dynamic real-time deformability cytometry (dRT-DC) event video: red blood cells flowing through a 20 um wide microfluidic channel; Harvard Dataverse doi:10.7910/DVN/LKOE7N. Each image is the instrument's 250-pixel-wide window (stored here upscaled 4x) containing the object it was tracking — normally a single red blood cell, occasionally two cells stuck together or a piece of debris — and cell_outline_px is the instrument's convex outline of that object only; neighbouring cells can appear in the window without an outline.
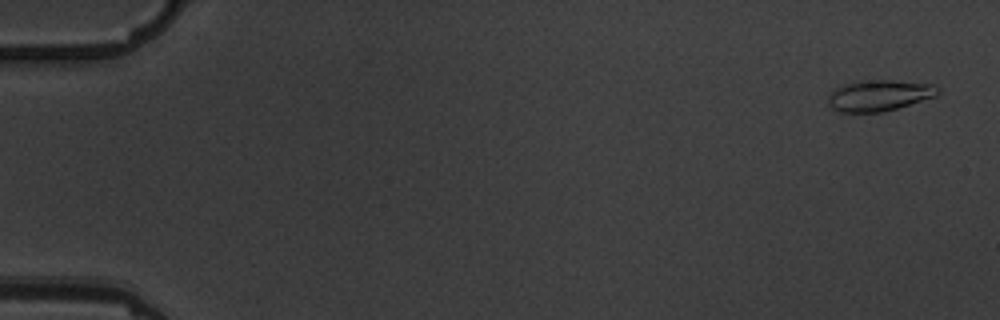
{"species": "common noctule bat (a hibernating species)", "species_latin": "Nyctalus noctula", "temperature_condition": "warm", "stored_images_in_passage": 6, "camera_frame_rate_fps": 3000, "um_per_image_px": 0.085, "animal": {"sex": "male", "body_mass_g": 19.5, "forearm_length_mm": 54.6}, "frame": {"image": 1, "passage_image": 1, "time_ms": 0.0, "image_size_px": [1000, 320], "cell_outline_px": [[940, 92], [936, 96], [884, 112], [840, 112], [832, 108], [828, 104], [828, 96], [836, 88], [848, 84], [876, 80], [892, 80], [932, 84], [940, 88]], "centroid_in_image_um": [74.77, 8.13], "position_along_channel_um": 10.2, "area_um2": 19.54}}
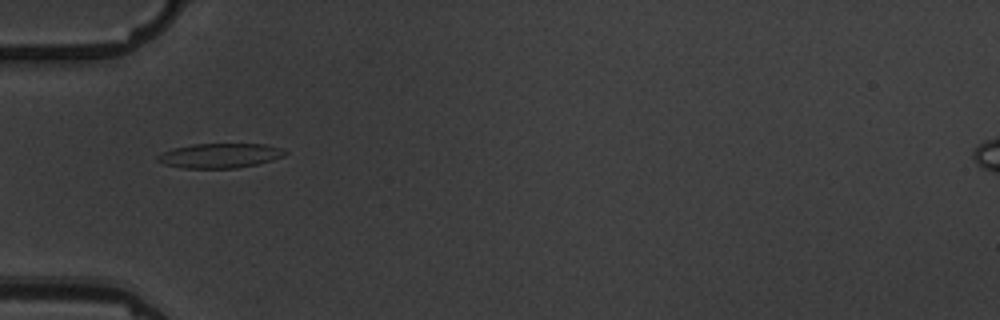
{"frame": {"image": 2, "passage_image": 6, "time_ms": 5.667, "image_size_px": [1000, 320], "cell_outline_px": [[288, 152], [284, 156], [272, 160], [256, 164], [236, 168], [184, 168], [164, 164], [156, 160], [156, 156], [172, 148], [192, 144], [268, 144], [284, 148]], "centroid_in_image_um": [18.72, 13.22], "position_along_channel_um": 66.3, "area_um2": 18.38}}